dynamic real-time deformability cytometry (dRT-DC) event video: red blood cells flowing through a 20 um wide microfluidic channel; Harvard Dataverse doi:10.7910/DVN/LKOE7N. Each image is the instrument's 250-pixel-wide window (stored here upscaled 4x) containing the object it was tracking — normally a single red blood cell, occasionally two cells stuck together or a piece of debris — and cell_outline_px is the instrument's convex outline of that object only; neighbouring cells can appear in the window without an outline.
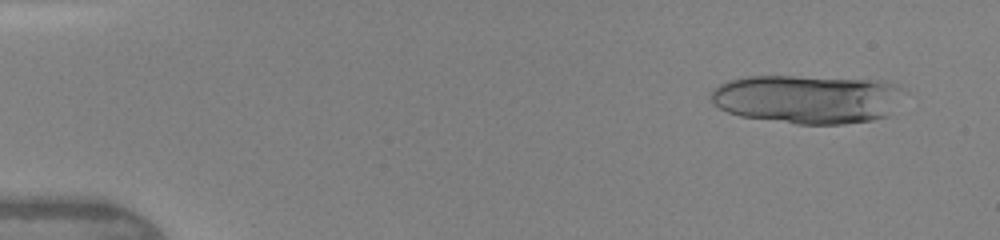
{"species": "human", "species_latin": "Homo sapiens", "temperature_condition": "warm", "stored_images_in_passage": 6, "segment_of_instrument_passage": [1, 3], "camera_frame_rate_fps": 3000, "um_per_image_px": 0.085, "donor": {"sex": "female"}, "frame": {"image": 1, "passage_image": 1, "time_ms": 0.0, "image_size_px": [1000, 240], "cell_outline_px": [[908, 92], [888, 116], [872, 120], [840, 124], [796, 124], [740, 116], [728, 112], [720, 108], [708, 100], [712, 88], [720, 84], [732, 80], [748, 76], [792, 76], [888, 80], [900, 84], [908, 88]], "centroid_in_image_um": [68.73, 8.4], "position_along_channel_um": 16.3, "area_um2": 55.95}}